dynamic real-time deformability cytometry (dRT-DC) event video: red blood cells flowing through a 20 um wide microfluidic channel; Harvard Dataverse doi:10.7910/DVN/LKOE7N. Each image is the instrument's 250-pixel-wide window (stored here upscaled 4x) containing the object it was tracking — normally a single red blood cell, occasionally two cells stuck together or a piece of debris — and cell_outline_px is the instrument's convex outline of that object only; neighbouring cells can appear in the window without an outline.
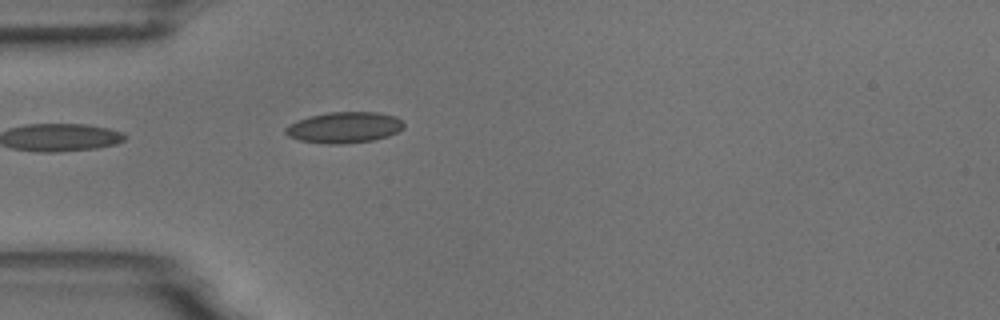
{"species": "common noctule bat (a hibernating species)", "species_latin": "Nyctalus noctula", "temperature_condition": "room temperature", "stored_images_in_passage": 4, "camera_frame_rate_fps": 3000, "um_per_image_px": 0.085, "animal": {"sex": "male", "body_mass_g": 18.8}, "frame": {"image": 1, "passage_image": 4, "time_ms": 3.667, "image_size_px": [1000, 320], "cell_outline_px": [[404, 128], [388, 136], [372, 140], [344, 144], [328, 144], [300, 140], [288, 136], [284, 132], [284, 128], [288, 124], [312, 116], [328, 112], [376, 112], [396, 116], [404, 124]], "centroid_in_image_um": [29.26, 10.83], "position_along_channel_um": 55.7, "area_um2": 21.27}}